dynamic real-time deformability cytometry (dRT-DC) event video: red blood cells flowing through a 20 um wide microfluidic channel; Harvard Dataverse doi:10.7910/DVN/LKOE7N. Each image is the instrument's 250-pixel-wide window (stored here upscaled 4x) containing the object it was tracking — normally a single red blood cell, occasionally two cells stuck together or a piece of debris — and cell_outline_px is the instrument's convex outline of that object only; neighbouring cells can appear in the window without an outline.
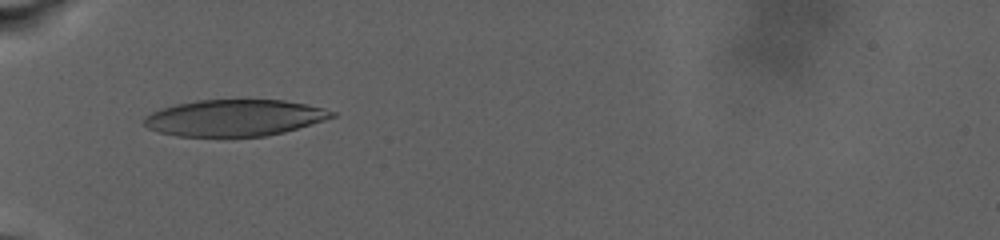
{"species": "human", "species_latin": "Homo sapiens", "temperature_condition": "warm", "stored_images_in_passage": 11, "camera_frame_rate_fps": 3000, "um_per_image_px": 0.085, "donor": {"sex": "male"}, "frame": {"image": 1, "passage_image": 3, "time_ms": 2.0, "image_size_px": [1000, 240], "cell_outline_px": [[336, 116], [324, 120], [284, 132], [268, 136], [176, 136], [160, 132], [148, 128], [144, 124], [144, 116], [160, 108], [176, 104], [196, 100], [284, 100], [324, 108], [336, 112]], "centroid_in_image_um": [19.92, 10.01], "position_along_channel_um": 65.1, "area_um2": 39.82}}
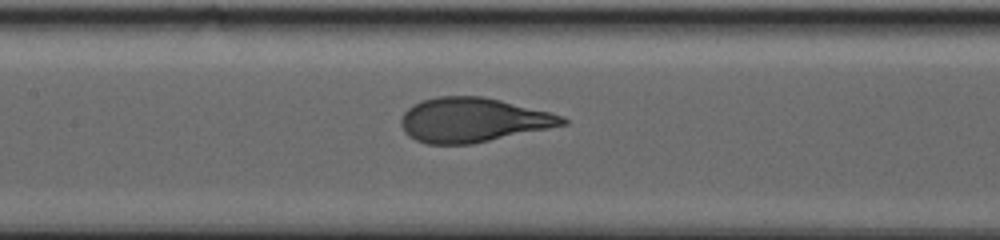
{"frame": {"image": 2, "passage_image": 8, "time_ms": 6.333, "image_size_px": [1000, 240], "cell_outline_px": [[568, 124], [472, 144], [428, 144], [416, 140], [408, 136], [404, 132], [400, 124], [400, 120], [404, 112], [412, 104], [424, 100], [440, 96], [484, 96], [564, 116], [568, 120]], "centroid_in_image_um": [40.17, 10.2], "position_along_channel_um": 167.2, "area_um2": 41.62}}
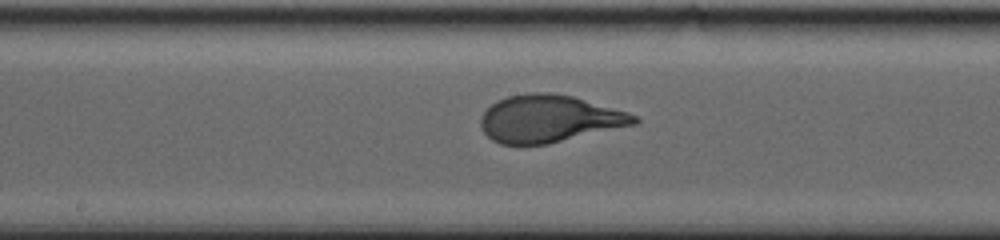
{"frame": {"image": 3, "passage_image": 10, "time_ms": 7.667, "image_size_px": [1000, 240], "cell_outline_px": [[640, 120], [636, 124], [548, 144], [524, 148], [500, 144], [492, 140], [480, 128], [480, 116], [496, 100], [508, 96], [532, 92], [552, 92], [572, 96], [628, 112], [636, 116]], "centroid_in_image_um": [46.62, 10.12], "position_along_channel_um": 201.6, "area_um2": 42.95}}